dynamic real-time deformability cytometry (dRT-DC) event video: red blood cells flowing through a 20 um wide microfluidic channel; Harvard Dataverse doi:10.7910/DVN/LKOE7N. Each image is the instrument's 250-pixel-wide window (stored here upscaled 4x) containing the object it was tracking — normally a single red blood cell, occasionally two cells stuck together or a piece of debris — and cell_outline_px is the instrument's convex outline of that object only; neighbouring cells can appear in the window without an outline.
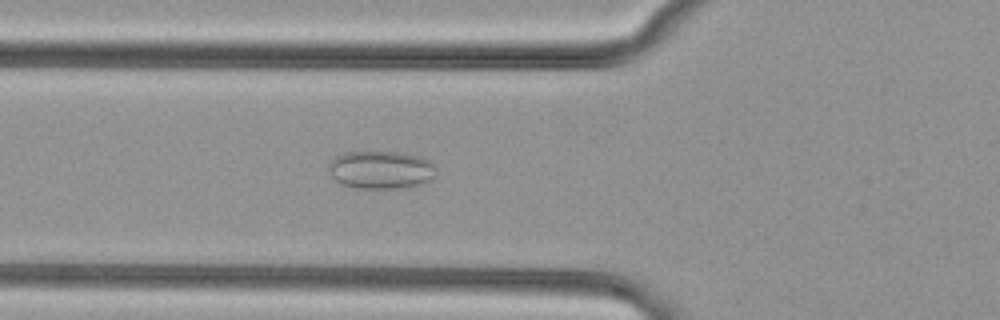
{"species": "common noctule bat (a hibernating species)", "species_latin": "Nyctalus noctula", "temperature_condition": "cold", "stored_images_in_passage": 44, "camera_frame_rate_fps": 3000, "um_per_image_px": 0.085, "animal": {"sex": "female", "body_mass_g": 29.2, "forearm_length_mm": 56.3}, "frame": {"image": 1, "passage_image": 14, "time_ms": 4.333, "image_size_px": [1000, 320], "cell_outline_px": [[424, 164], [420, 180], [408, 184], [348, 184], [340, 180], [336, 164], [340, 160], [348, 156], [400, 156], [416, 160]], "centroid_in_image_um": [32.24, 14.46], "position_along_channel_um": 93.6, "area_um2": 15.95}}
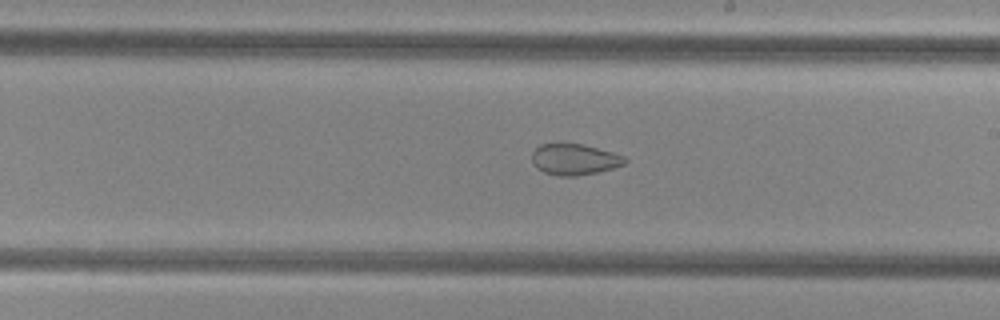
{"frame": {"image": 2, "passage_image": 25, "time_ms": 8.0, "image_size_px": [1000, 320], "cell_outline_px": [[624, 160], [620, 164], [608, 168], [592, 172], [548, 172], [540, 168], [536, 164], [532, 156], [536, 148], [544, 144], [580, 144], [608, 152], [620, 156]], "centroid_in_image_um": [48.76, 13.47], "position_along_channel_um": 240.2, "area_um2": 14.51}}
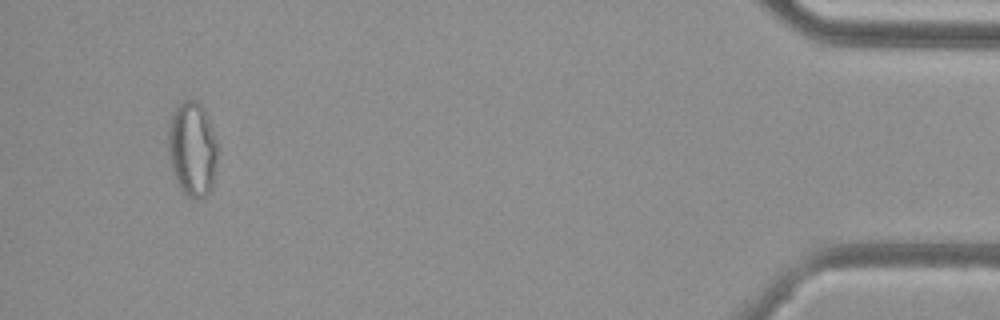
{"frame": {"image": 3, "passage_image": 44, "time_ms": 14.333, "image_size_px": [1000, 320], "cell_outline_px": [[212, 164], [208, 180], [192, 192], [188, 192], [184, 188], [176, 172], [172, 156], [172, 128], [176, 116], [180, 108], [184, 104], [188, 104], [200, 116], [212, 144]], "centroid_in_image_um": [16.25, 12.66], "position_along_channel_um": 419.0, "area_um2": 19.02}}